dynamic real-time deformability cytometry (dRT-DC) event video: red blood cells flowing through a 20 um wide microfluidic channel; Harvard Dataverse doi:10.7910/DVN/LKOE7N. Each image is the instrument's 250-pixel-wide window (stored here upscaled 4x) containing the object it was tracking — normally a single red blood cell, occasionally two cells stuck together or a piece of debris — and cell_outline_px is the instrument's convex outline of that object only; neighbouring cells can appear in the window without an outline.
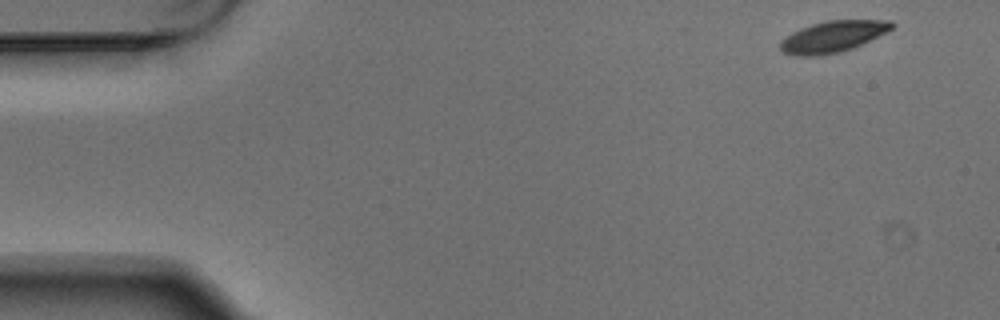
{"species": "Egyptian fruit bat (a non-hibernating species)", "species_latin": "Rousettus aegyptiacus", "temperature_condition": "warm", "stored_images_in_passage": 3, "camera_frame_rate_fps": 3000, "um_per_image_px": 0.085, "animal": {"sex": "male"}, "frame": {"image": 1, "passage_image": 1, "time_ms": 0.0, "image_size_px": [1000, 320], "cell_outline_px": [[896, 24], [888, 32], [852, 48], [840, 52], [816, 56], [800, 56], [784, 52], [780, 48], [780, 40], [792, 32], [800, 28], [812, 24], [828, 20], [892, 20]], "centroid_in_image_um": [70.82, 3.1], "position_along_channel_um": 14.2, "area_um2": 20.35}}